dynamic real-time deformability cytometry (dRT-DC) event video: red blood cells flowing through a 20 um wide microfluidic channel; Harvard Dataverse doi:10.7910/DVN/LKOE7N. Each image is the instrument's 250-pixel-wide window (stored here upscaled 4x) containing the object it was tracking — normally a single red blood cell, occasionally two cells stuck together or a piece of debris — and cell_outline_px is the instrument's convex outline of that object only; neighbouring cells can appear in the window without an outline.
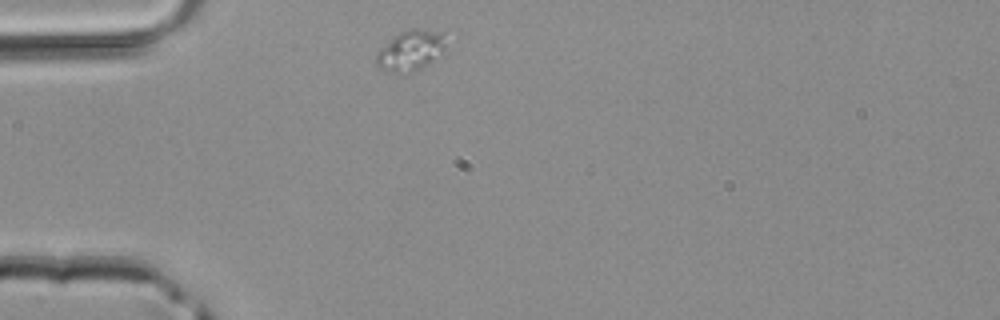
{"species": "common noctule bat (a hibernating species)", "species_latin": "Nyctalus noctula", "temperature_condition": "room temperature", "stored_images_in_passage": 1, "camera_frame_rate_fps": 3000, "um_per_image_px": 0.085, "animal": {"sex": "male", "body_mass_g": 20.4}, "frame": {"image": 1, "passage_image": 1, "time_ms": 0.0, "image_size_px": [1000, 320], "cell_outline_px": [[444, 48], [428, 64], [404, 76], [396, 76], [380, 68], [376, 64], [376, 52], [380, 48], [400, 32], [408, 28], [416, 28], [444, 32]], "centroid_in_image_um": [34.84, 4.33], "position_along_channel_um": 50.2, "area_um2": 16.59}}